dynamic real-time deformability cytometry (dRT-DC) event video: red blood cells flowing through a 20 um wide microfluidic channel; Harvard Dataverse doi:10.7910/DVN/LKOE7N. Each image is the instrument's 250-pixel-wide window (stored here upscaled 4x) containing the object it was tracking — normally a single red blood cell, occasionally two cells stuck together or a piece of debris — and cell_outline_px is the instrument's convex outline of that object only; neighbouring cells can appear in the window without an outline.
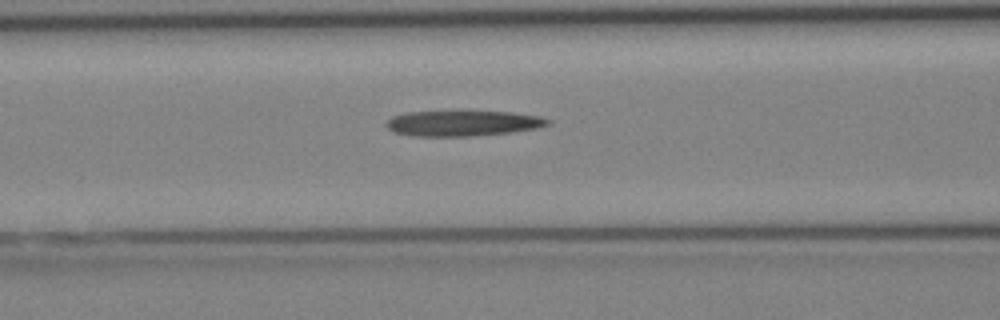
{"species": "Egyptian fruit bat (a non-hibernating species)", "species_latin": "Rousettus aegyptiacus", "temperature_condition": "cold", "stored_images_in_passage": 5, "segment_of_instrument_passage": [1, 2], "camera_frame_rate_fps": 3000, "um_per_image_px": 0.085, "animal": {"sex": "female"}, "frame": {"image": 1, "passage_image": 4, "time_ms": 4.333, "image_size_px": [1000, 320], "cell_outline_px": [[552, 124], [536, 128], [512, 132], [472, 136], [412, 136], [392, 132], [384, 124], [392, 116], [408, 112], [512, 112], [544, 116], [552, 120]], "centroid_in_image_um": [39.38, 10.48], "position_along_channel_um": 127.2, "area_um2": 24.1}}